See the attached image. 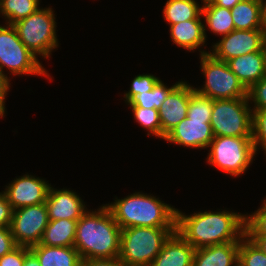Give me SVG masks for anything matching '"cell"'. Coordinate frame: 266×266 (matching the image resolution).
<instances>
[{
	"mask_svg": "<svg viewBox=\"0 0 266 266\" xmlns=\"http://www.w3.org/2000/svg\"><path fill=\"white\" fill-rule=\"evenodd\" d=\"M176 231L195 249L245 236V214L232 211H200L192 215L176 211Z\"/></svg>",
	"mask_w": 266,
	"mask_h": 266,
	"instance_id": "1",
	"label": "cell"
},
{
	"mask_svg": "<svg viewBox=\"0 0 266 266\" xmlns=\"http://www.w3.org/2000/svg\"><path fill=\"white\" fill-rule=\"evenodd\" d=\"M121 228L104 204L78 219L74 247L82 260L119 257Z\"/></svg>",
	"mask_w": 266,
	"mask_h": 266,
	"instance_id": "2",
	"label": "cell"
},
{
	"mask_svg": "<svg viewBox=\"0 0 266 266\" xmlns=\"http://www.w3.org/2000/svg\"><path fill=\"white\" fill-rule=\"evenodd\" d=\"M157 196L135 192L105 204L121 229L130 227H176V208Z\"/></svg>",
	"mask_w": 266,
	"mask_h": 266,
	"instance_id": "3",
	"label": "cell"
},
{
	"mask_svg": "<svg viewBox=\"0 0 266 266\" xmlns=\"http://www.w3.org/2000/svg\"><path fill=\"white\" fill-rule=\"evenodd\" d=\"M176 227L121 229L119 257L124 266H150Z\"/></svg>",
	"mask_w": 266,
	"mask_h": 266,
	"instance_id": "4",
	"label": "cell"
},
{
	"mask_svg": "<svg viewBox=\"0 0 266 266\" xmlns=\"http://www.w3.org/2000/svg\"><path fill=\"white\" fill-rule=\"evenodd\" d=\"M209 147V165L233 177L245 173L256 155L252 137L215 136Z\"/></svg>",
	"mask_w": 266,
	"mask_h": 266,
	"instance_id": "5",
	"label": "cell"
},
{
	"mask_svg": "<svg viewBox=\"0 0 266 266\" xmlns=\"http://www.w3.org/2000/svg\"><path fill=\"white\" fill-rule=\"evenodd\" d=\"M56 18L52 8H38L27 18L12 24L21 42L36 56L50 57L58 47Z\"/></svg>",
	"mask_w": 266,
	"mask_h": 266,
	"instance_id": "6",
	"label": "cell"
},
{
	"mask_svg": "<svg viewBox=\"0 0 266 266\" xmlns=\"http://www.w3.org/2000/svg\"><path fill=\"white\" fill-rule=\"evenodd\" d=\"M200 53L201 71L206 80L203 87H195V91L213 100L247 97V89L225 61L216 59L205 50L200 49Z\"/></svg>",
	"mask_w": 266,
	"mask_h": 266,
	"instance_id": "7",
	"label": "cell"
},
{
	"mask_svg": "<svg viewBox=\"0 0 266 266\" xmlns=\"http://www.w3.org/2000/svg\"><path fill=\"white\" fill-rule=\"evenodd\" d=\"M251 108L247 97L213 100L210 124L214 137H252Z\"/></svg>",
	"mask_w": 266,
	"mask_h": 266,
	"instance_id": "8",
	"label": "cell"
},
{
	"mask_svg": "<svg viewBox=\"0 0 266 266\" xmlns=\"http://www.w3.org/2000/svg\"><path fill=\"white\" fill-rule=\"evenodd\" d=\"M43 64L19 39L13 25H0V70L6 67L14 76L42 75L49 77Z\"/></svg>",
	"mask_w": 266,
	"mask_h": 266,
	"instance_id": "9",
	"label": "cell"
},
{
	"mask_svg": "<svg viewBox=\"0 0 266 266\" xmlns=\"http://www.w3.org/2000/svg\"><path fill=\"white\" fill-rule=\"evenodd\" d=\"M48 222L46 203L13 210L10 229L17 246L30 248L40 244Z\"/></svg>",
	"mask_w": 266,
	"mask_h": 266,
	"instance_id": "10",
	"label": "cell"
},
{
	"mask_svg": "<svg viewBox=\"0 0 266 266\" xmlns=\"http://www.w3.org/2000/svg\"><path fill=\"white\" fill-rule=\"evenodd\" d=\"M266 29L236 30L222 36L210 53L218 60L227 62L244 54L260 51L263 48Z\"/></svg>",
	"mask_w": 266,
	"mask_h": 266,
	"instance_id": "11",
	"label": "cell"
},
{
	"mask_svg": "<svg viewBox=\"0 0 266 266\" xmlns=\"http://www.w3.org/2000/svg\"><path fill=\"white\" fill-rule=\"evenodd\" d=\"M50 184L39 177L25 174L15 178L5 188V195L13 210L46 202Z\"/></svg>",
	"mask_w": 266,
	"mask_h": 266,
	"instance_id": "12",
	"label": "cell"
},
{
	"mask_svg": "<svg viewBox=\"0 0 266 266\" xmlns=\"http://www.w3.org/2000/svg\"><path fill=\"white\" fill-rule=\"evenodd\" d=\"M213 138L210 120L186 117L165 136L164 140L179 146L205 149L209 148Z\"/></svg>",
	"mask_w": 266,
	"mask_h": 266,
	"instance_id": "13",
	"label": "cell"
},
{
	"mask_svg": "<svg viewBox=\"0 0 266 266\" xmlns=\"http://www.w3.org/2000/svg\"><path fill=\"white\" fill-rule=\"evenodd\" d=\"M49 220H78L87 211L84 201L69 189H55L51 185L46 197Z\"/></svg>",
	"mask_w": 266,
	"mask_h": 266,
	"instance_id": "14",
	"label": "cell"
},
{
	"mask_svg": "<svg viewBox=\"0 0 266 266\" xmlns=\"http://www.w3.org/2000/svg\"><path fill=\"white\" fill-rule=\"evenodd\" d=\"M189 84L181 81L166 97L159 108L162 139L187 117Z\"/></svg>",
	"mask_w": 266,
	"mask_h": 266,
	"instance_id": "15",
	"label": "cell"
},
{
	"mask_svg": "<svg viewBox=\"0 0 266 266\" xmlns=\"http://www.w3.org/2000/svg\"><path fill=\"white\" fill-rule=\"evenodd\" d=\"M226 63L247 90L266 76V56L263 48L230 59Z\"/></svg>",
	"mask_w": 266,
	"mask_h": 266,
	"instance_id": "16",
	"label": "cell"
},
{
	"mask_svg": "<svg viewBox=\"0 0 266 266\" xmlns=\"http://www.w3.org/2000/svg\"><path fill=\"white\" fill-rule=\"evenodd\" d=\"M194 252L195 248L175 231L150 266H192Z\"/></svg>",
	"mask_w": 266,
	"mask_h": 266,
	"instance_id": "17",
	"label": "cell"
},
{
	"mask_svg": "<svg viewBox=\"0 0 266 266\" xmlns=\"http://www.w3.org/2000/svg\"><path fill=\"white\" fill-rule=\"evenodd\" d=\"M240 242H225L195 249L192 266H235Z\"/></svg>",
	"mask_w": 266,
	"mask_h": 266,
	"instance_id": "18",
	"label": "cell"
},
{
	"mask_svg": "<svg viewBox=\"0 0 266 266\" xmlns=\"http://www.w3.org/2000/svg\"><path fill=\"white\" fill-rule=\"evenodd\" d=\"M170 37L175 45L188 51L199 49L206 43L202 19H193L170 25Z\"/></svg>",
	"mask_w": 266,
	"mask_h": 266,
	"instance_id": "19",
	"label": "cell"
},
{
	"mask_svg": "<svg viewBox=\"0 0 266 266\" xmlns=\"http://www.w3.org/2000/svg\"><path fill=\"white\" fill-rule=\"evenodd\" d=\"M37 257L40 266H81V257L72 247L37 244L29 248Z\"/></svg>",
	"mask_w": 266,
	"mask_h": 266,
	"instance_id": "20",
	"label": "cell"
},
{
	"mask_svg": "<svg viewBox=\"0 0 266 266\" xmlns=\"http://www.w3.org/2000/svg\"><path fill=\"white\" fill-rule=\"evenodd\" d=\"M231 15L236 30L266 29L260 0H241L231 9Z\"/></svg>",
	"mask_w": 266,
	"mask_h": 266,
	"instance_id": "21",
	"label": "cell"
},
{
	"mask_svg": "<svg viewBox=\"0 0 266 266\" xmlns=\"http://www.w3.org/2000/svg\"><path fill=\"white\" fill-rule=\"evenodd\" d=\"M78 220H49L40 244L46 246L72 247L76 238Z\"/></svg>",
	"mask_w": 266,
	"mask_h": 266,
	"instance_id": "22",
	"label": "cell"
},
{
	"mask_svg": "<svg viewBox=\"0 0 266 266\" xmlns=\"http://www.w3.org/2000/svg\"><path fill=\"white\" fill-rule=\"evenodd\" d=\"M202 6V16L206 25L204 33L206 35V26L215 35L225 36L235 29L231 15V9L214 5L210 0H204Z\"/></svg>",
	"mask_w": 266,
	"mask_h": 266,
	"instance_id": "23",
	"label": "cell"
},
{
	"mask_svg": "<svg viewBox=\"0 0 266 266\" xmlns=\"http://www.w3.org/2000/svg\"><path fill=\"white\" fill-rule=\"evenodd\" d=\"M163 15L169 25L201 19L202 6L196 0H167Z\"/></svg>",
	"mask_w": 266,
	"mask_h": 266,
	"instance_id": "24",
	"label": "cell"
},
{
	"mask_svg": "<svg viewBox=\"0 0 266 266\" xmlns=\"http://www.w3.org/2000/svg\"><path fill=\"white\" fill-rule=\"evenodd\" d=\"M39 2L40 0H0V14L5 17L6 24L12 25L40 8Z\"/></svg>",
	"mask_w": 266,
	"mask_h": 266,
	"instance_id": "25",
	"label": "cell"
},
{
	"mask_svg": "<svg viewBox=\"0 0 266 266\" xmlns=\"http://www.w3.org/2000/svg\"><path fill=\"white\" fill-rule=\"evenodd\" d=\"M176 82L171 87L166 86L159 80L151 91L136 95L129 103L130 107L155 108L159 110L161 104L169 95V93L180 83Z\"/></svg>",
	"mask_w": 266,
	"mask_h": 266,
	"instance_id": "26",
	"label": "cell"
},
{
	"mask_svg": "<svg viewBox=\"0 0 266 266\" xmlns=\"http://www.w3.org/2000/svg\"><path fill=\"white\" fill-rule=\"evenodd\" d=\"M213 108V99L199 94L189 84V105L187 117L189 119L210 120Z\"/></svg>",
	"mask_w": 266,
	"mask_h": 266,
	"instance_id": "27",
	"label": "cell"
},
{
	"mask_svg": "<svg viewBox=\"0 0 266 266\" xmlns=\"http://www.w3.org/2000/svg\"><path fill=\"white\" fill-rule=\"evenodd\" d=\"M240 266H266V254L247 236L240 240L238 250Z\"/></svg>",
	"mask_w": 266,
	"mask_h": 266,
	"instance_id": "28",
	"label": "cell"
},
{
	"mask_svg": "<svg viewBox=\"0 0 266 266\" xmlns=\"http://www.w3.org/2000/svg\"><path fill=\"white\" fill-rule=\"evenodd\" d=\"M134 119L148 131L147 135L153 134L162 139V128L159 111L155 108L131 107Z\"/></svg>",
	"mask_w": 266,
	"mask_h": 266,
	"instance_id": "29",
	"label": "cell"
},
{
	"mask_svg": "<svg viewBox=\"0 0 266 266\" xmlns=\"http://www.w3.org/2000/svg\"><path fill=\"white\" fill-rule=\"evenodd\" d=\"M245 236L266 237V200L253 214L245 215Z\"/></svg>",
	"mask_w": 266,
	"mask_h": 266,
	"instance_id": "30",
	"label": "cell"
},
{
	"mask_svg": "<svg viewBox=\"0 0 266 266\" xmlns=\"http://www.w3.org/2000/svg\"><path fill=\"white\" fill-rule=\"evenodd\" d=\"M252 111V140L255 146V150L257 153L259 148H263L264 153L266 154V110Z\"/></svg>",
	"mask_w": 266,
	"mask_h": 266,
	"instance_id": "31",
	"label": "cell"
},
{
	"mask_svg": "<svg viewBox=\"0 0 266 266\" xmlns=\"http://www.w3.org/2000/svg\"><path fill=\"white\" fill-rule=\"evenodd\" d=\"M160 79L152 74H139L133 78L130 90L124 94L126 104L136 95L151 91Z\"/></svg>",
	"mask_w": 266,
	"mask_h": 266,
	"instance_id": "32",
	"label": "cell"
},
{
	"mask_svg": "<svg viewBox=\"0 0 266 266\" xmlns=\"http://www.w3.org/2000/svg\"><path fill=\"white\" fill-rule=\"evenodd\" d=\"M247 98L254 104L252 110H266V76L247 90Z\"/></svg>",
	"mask_w": 266,
	"mask_h": 266,
	"instance_id": "33",
	"label": "cell"
},
{
	"mask_svg": "<svg viewBox=\"0 0 266 266\" xmlns=\"http://www.w3.org/2000/svg\"><path fill=\"white\" fill-rule=\"evenodd\" d=\"M25 258V247L17 246L11 252L0 258V266H23Z\"/></svg>",
	"mask_w": 266,
	"mask_h": 266,
	"instance_id": "34",
	"label": "cell"
},
{
	"mask_svg": "<svg viewBox=\"0 0 266 266\" xmlns=\"http://www.w3.org/2000/svg\"><path fill=\"white\" fill-rule=\"evenodd\" d=\"M17 247L10 227H0V258Z\"/></svg>",
	"mask_w": 266,
	"mask_h": 266,
	"instance_id": "35",
	"label": "cell"
},
{
	"mask_svg": "<svg viewBox=\"0 0 266 266\" xmlns=\"http://www.w3.org/2000/svg\"><path fill=\"white\" fill-rule=\"evenodd\" d=\"M13 209L7 200L5 192H0V227H10Z\"/></svg>",
	"mask_w": 266,
	"mask_h": 266,
	"instance_id": "36",
	"label": "cell"
},
{
	"mask_svg": "<svg viewBox=\"0 0 266 266\" xmlns=\"http://www.w3.org/2000/svg\"><path fill=\"white\" fill-rule=\"evenodd\" d=\"M10 79L8 78L7 74H3L0 70V118L4 117L5 114V99L7 92L10 88Z\"/></svg>",
	"mask_w": 266,
	"mask_h": 266,
	"instance_id": "37",
	"label": "cell"
},
{
	"mask_svg": "<svg viewBox=\"0 0 266 266\" xmlns=\"http://www.w3.org/2000/svg\"><path fill=\"white\" fill-rule=\"evenodd\" d=\"M81 266H124L118 258L112 259H85Z\"/></svg>",
	"mask_w": 266,
	"mask_h": 266,
	"instance_id": "38",
	"label": "cell"
},
{
	"mask_svg": "<svg viewBox=\"0 0 266 266\" xmlns=\"http://www.w3.org/2000/svg\"><path fill=\"white\" fill-rule=\"evenodd\" d=\"M23 266H40V262L36 255L28 248L25 247V258Z\"/></svg>",
	"mask_w": 266,
	"mask_h": 266,
	"instance_id": "39",
	"label": "cell"
},
{
	"mask_svg": "<svg viewBox=\"0 0 266 266\" xmlns=\"http://www.w3.org/2000/svg\"><path fill=\"white\" fill-rule=\"evenodd\" d=\"M214 5L232 9L241 0H210Z\"/></svg>",
	"mask_w": 266,
	"mask_h": 266,
	"instance_id": "40",
	"label": "cell"
},
{
	"mask_svg": "<svg viewBox=\"0 0 266 266\" xmlns=\"http://www.w3.org/2000/svg\"><path fill=\"white\" fill-rule=\"evenodd\" d=\"M266 254V237H248Z\"/></svg>",
	"mask_w": 266,
	"mask_h": 266,
	"instance_id": "41",
	"label": "cell"
},
{
	"mask_svg": "<svg viewBox=\"0 0 266 266\" xmlns=\"http://www.w3.org/2000/svg\"><path fill=\"white\" fill-rule=\"evenodd\" d=\"M261 13L264 23L266 24V0H260Z\"/></svg>",
	"mask_w": 266,
	"mask_h": 266,
	"instance_id": "42",
	"label": "cell"
},
{
	"mask_svg": "<svg viewBox=\"0 0 266 266\" xmlns=\"http://www.w3.org/2000/svg\"><path fill=\"white\" fill-rule=\"evenodd\" d=\"M263 49L265 51V56H266V36H265L264 42H263Z\"/></svg>",
	"mask_w": 266,
	"mask_h": 266,
	"instance_id": "43",
	"label": "cell"
}]
</instances>
